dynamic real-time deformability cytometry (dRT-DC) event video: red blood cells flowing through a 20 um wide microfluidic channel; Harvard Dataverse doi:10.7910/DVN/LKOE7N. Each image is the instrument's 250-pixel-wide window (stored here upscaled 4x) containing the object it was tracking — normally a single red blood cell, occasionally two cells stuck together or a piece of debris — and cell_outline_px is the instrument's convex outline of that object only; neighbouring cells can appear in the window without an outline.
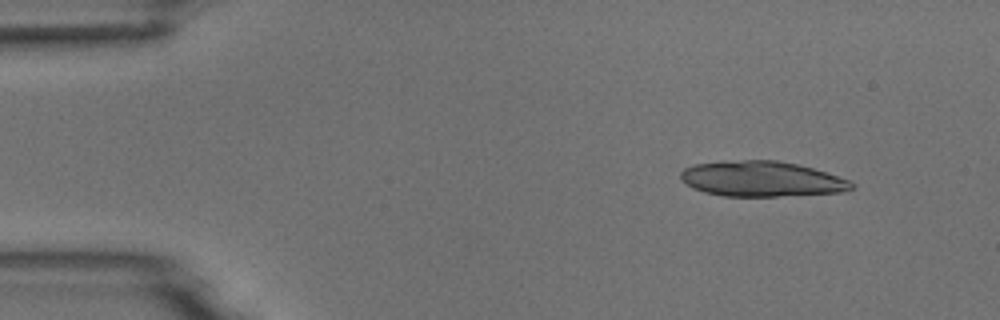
{"species": "common noctule bat (a hibernating species)", "species_latin": "Nyctalus noctula", "temperature_condition": "room temperature", "stored_images_in_passage": 3, "camera_frame_rate_fps": 3000, "um_per_image_px": 0.085, "animal": {"sex": "male", "body_mass_g": 18.8}, "frame": {"image": 1, "passage_image": 1, "time_ms": 0.0, "image_size_px": [1000, 320], "cell_outline_px": [[856, 188], [844, 192], [776, 196], [724, 196], [704, 192], [692, 188], [680, 180], [680, 172], [684, 168], [692, 164], [744, 160], [776, 160], [796, 164], [812, 168], [848, 180], [856, 184]], "centroid_in_image_um": [64.72, 15.21], "position_along_channel_um": 20.3, "area_um2": 35.14}}